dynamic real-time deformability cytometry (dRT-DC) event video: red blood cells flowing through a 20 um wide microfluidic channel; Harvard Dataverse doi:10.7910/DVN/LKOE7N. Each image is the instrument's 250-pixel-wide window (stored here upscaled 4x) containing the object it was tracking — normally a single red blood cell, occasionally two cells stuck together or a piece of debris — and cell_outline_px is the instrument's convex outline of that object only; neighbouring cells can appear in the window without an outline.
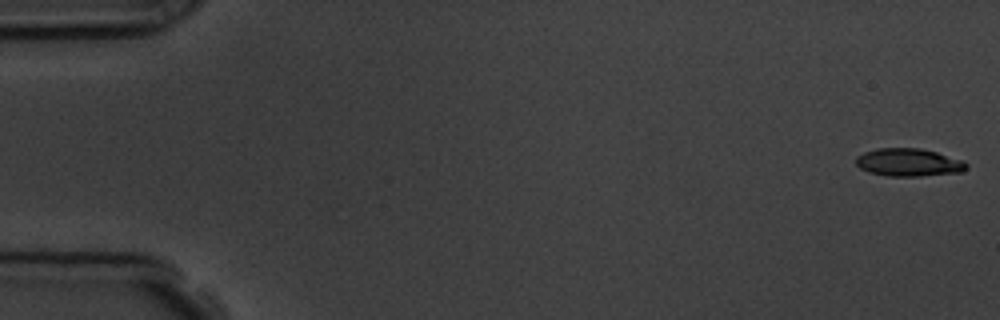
{"species": "common noctule bat (a hibernating species)", "species_latin": "Nyctalus noctula", "temperature_condition": "room temperature", "stored_images_in_passage": 6, "camera_frame_rate_fps": 3000, "um_per_image_px": 0.085, "animal": {"sex": "male", "body_mass_g": 19.5, "forearm_length_mm": 54.6}, "frame": {"image": 1, "passage_image": 1, "time_ms": 0.0, "image_size_px": [1000, 320], "cell_outline_px": [[968, 168], [960, 172], [920, 176], [888, 176], [872, 172], [860, 168], [856, 164], [856, 156], [864, 152], [876, 148], [920, 148], [936, 152], [964, 160], [968, 164]], "centroid_in_image_um": [77.25, 13.79], "position_along_channel_um": 7.7, "area_um2": 17.92}}
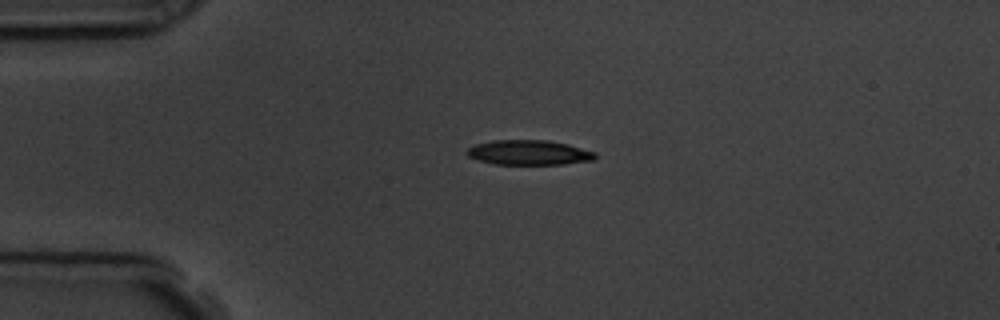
{"frame": {"image": 2, "passage_image": 4, "time_ms": 4.0, "image_size_px": [1000, 320], "cell_outline_px": [[596, 160], [564, 164], [492, 164], [468, 156], [464, 152], [468, 148], [476, 144], [492, 140], [548, 140], [568, 144], [596, 152]], "centroid_in_image_um": [44.97, 12.96], "position_along_channel_um": 40.0, "area_um2": 18.67}}